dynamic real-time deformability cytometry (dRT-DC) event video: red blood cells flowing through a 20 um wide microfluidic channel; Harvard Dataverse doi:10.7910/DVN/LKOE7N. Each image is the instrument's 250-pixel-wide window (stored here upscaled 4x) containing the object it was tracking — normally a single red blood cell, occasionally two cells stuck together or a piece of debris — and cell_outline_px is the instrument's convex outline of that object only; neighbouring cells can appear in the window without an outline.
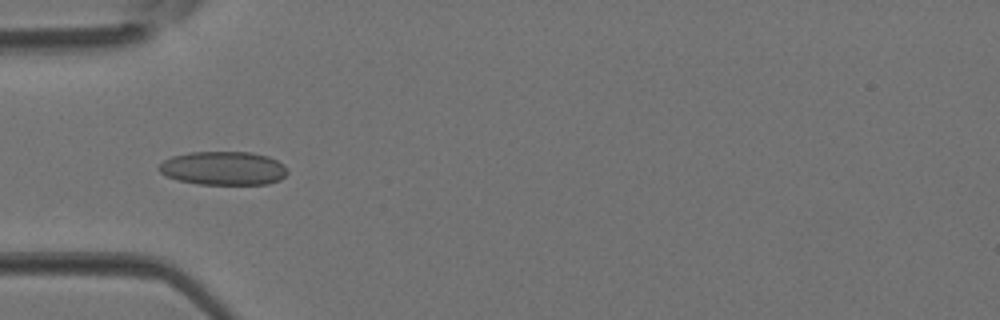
{"species": "Egyptian fruit bat (a non-hibernating species)", "species_latin": "Rousettus aegyptiacus", "temperature_condition": "room temperature", "stored_images_in_passage": 5, "camera_frame_rate_fps": 3000, "um_per_image_px": 0.085, "animal": {"sex": "female"}, "frame": {"image": 1, "passage_image": 4, "time_ms": 1.0, "image_size_px": [1000, 320], "cell_outline_px": [[288, 172], [280, 180], [268, 184], [200, 184], [180, 180], [168, 176], [160, 172], [156, 168], [164, 160], [172, 156], [188, 152], [252, 152], [268, 156], [284, 164], [288, 168]], "centroid_in_image_um": [19.01, 14.29], "position_along_channel_um": 66.0, "area_um2": 25.26}}
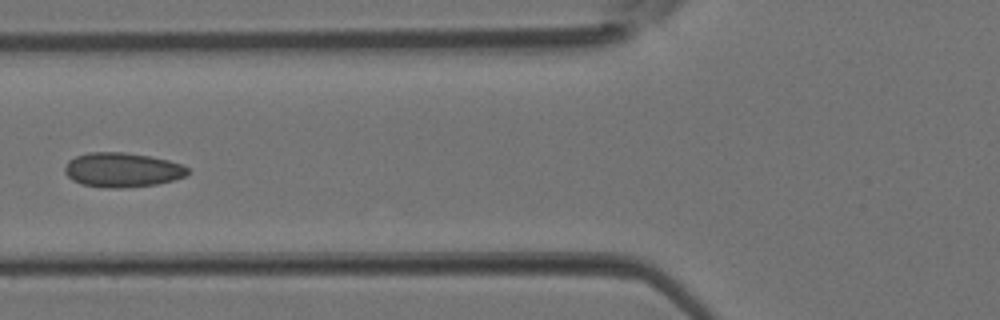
{"frame": {"image": 2, "passage_image": 5, "time_ms": 1.333, "image_size_px": [1000, 320], "cell_outline_px": [[188, 172], [184, 176], [172, 180], [156, 184], [124, 188], [104, 188], [80, 184], [72, 180], [64, 172], [64, 168], [68, 160], [76, 156], [88, 152], [124, 152], [148, 156], [168, 160], [180, 164], [188, 168]], "centroid_in_image_um": [10.33, 14.44], "position_along_channel_um": 115.5, "area_um2": 24.68}}